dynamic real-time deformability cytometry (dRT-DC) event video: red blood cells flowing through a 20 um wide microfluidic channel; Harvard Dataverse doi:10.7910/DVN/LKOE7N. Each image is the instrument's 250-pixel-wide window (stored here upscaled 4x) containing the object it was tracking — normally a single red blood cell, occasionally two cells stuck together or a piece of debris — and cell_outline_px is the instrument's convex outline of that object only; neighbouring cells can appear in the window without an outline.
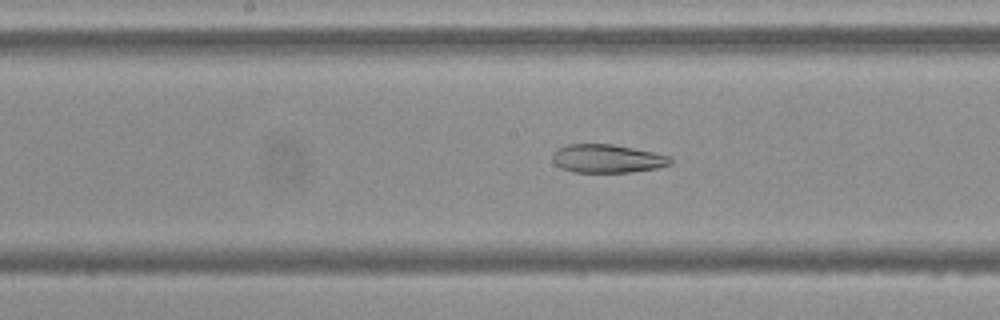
{"species": "Egyptian fruit bat (a non-hibernating species)", "species_latin": "Rousettus aegyptiacus", "temperature_condition": "cold", "stored_images_in_passage": 54, "camera_frame_rate_fps": 3000, "um_per_image_px": 0.085, "frame": {"image": 1, "passage_image": 27, "time_ms": 8.667, "image_size_px": [1000, 320], "cell_outline_px": [[672, 164], [656, 168], [628, 172], [572, 172], [560, 168], [552, 160], [552, 152], [556, 148], [568, 144], [612, 144], [672, 156]], "centroid_in_image_um": [51.58, 13.48], "position_along_channel_um": 196.6, "area_um2": 19.59}}
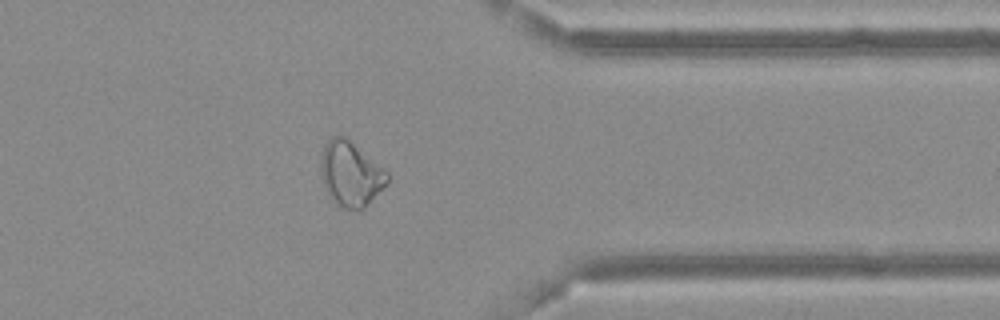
{"frame": {"image": 2, "passage_image": 43, "time_ms": 14.0, "image_size_px": [1000, 320], "cell_outline_px": [[388, 180], [364, 208], [356, 212], [340, 208], [328, 196], [320, 172], [320, 160], [324, 144], [332, 136], [344, 136], [388, 172]], "centroid_in_image_um": [29.75, 14.82], "position_along_channel_um": 381.6, "area_um2": 24.97}}
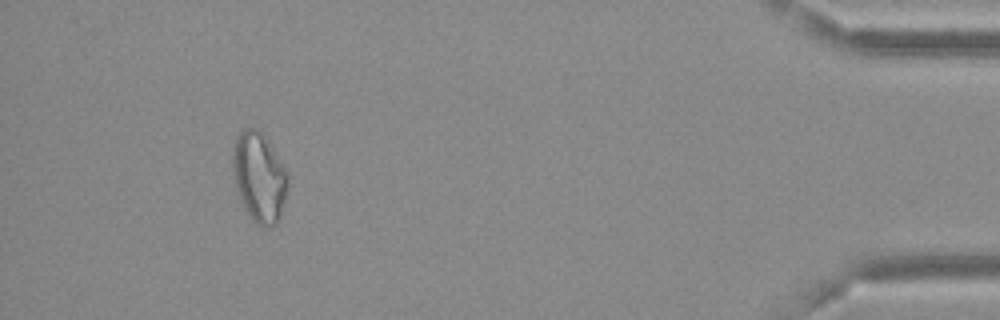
{"frame": {"image": 3, "passage_image": 50, "time_ms": 16.333, "image_size_px": [1000, 320], "cell_outline_px": [[288, 188], [280, 216], [276, 224], [264, 228], [256, 224], [252, 220], [244, 208], [240, 200], [236, 188], [232, 172], [232, 152], [236, 136], [244, 128], [256, 128], [260, 132], [276, 152], [288, 176]], "centroid_in_image_um": [22.01, 15.08], "position_along_channel_um": 413.2, "area_um2": 28.9}, "authors_computed_cell_mechanics": {"area_um2": 26.7036, "velocity_mm_per_s": 3.6603, "shape_relaxation_time_tau1_ms": null, "shape_relaxation_time_tau2_ms": 3.9138, "deformation_change_tau1": null, "deformation_change_tau2": 0.1227}}